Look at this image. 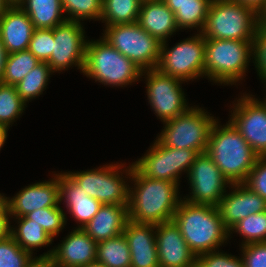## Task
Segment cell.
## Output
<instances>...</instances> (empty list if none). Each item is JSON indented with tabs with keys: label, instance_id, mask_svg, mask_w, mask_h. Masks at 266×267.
<instances>
[{
	"label": "cell",
	"instance_id": "obj_1",
	"mask_svg": "<svg viewBox=\"0 0 266 267\" xmlns=\"http://www.w3.org/2000/svg\"><path fill=\"white\" fill-rule=\"evenodd\" d=\"M130 176L134 188L129 186V220L153 225L172 221L182 200L178 190L180 184L145 177L133 163Z\"/></svg>",
	"mask_w": 266,
	"mask_h": 267
},
{
	"label": "cell",
	"instance_id": "obj_30",
	"mask_svg": "<svg viewBox=\"0 0 266 267\" xmlns=\"http://www.w3.org/2000/svg\"><path fill=\"white\" fill-rule=\"evenodd\" d=\"M212 0H196V2H187L178 6V10L174 13L175 22L179 30L198 28L201 33L207 13ZM194 27V28H193Z\"/></svg>",
	"mask_w": 266,
	"mask_h": 267
},
{
	"label": "cell",
	"instance_id": "obj_45",
	"mask_svg": "<svg viewBox=\"0 0 266 267\" xmlns=\"http://www.w3.org/2000/svg\"><path fill=\"white\" fill-rule=\"evenodd\" d=\"M164 3L175 13L178 10V6L186 4L187 2H196V0H163Z\"/></svg>",
	"mask_w": 266,
	"mask_h": 267
},
{
	"label": "cell",
	"instance_id": "obj_44",
	"mask_svg": "<svg viewBox=\"0 0 266 267\" xmlns=\"http://www.w3.org/2000/svg\"><path fill=\"white\" fill-rule=\"evenodd\" d=\"M8 52L0 38V82L3 78Z\"/></svg>",
	"mask_w": 266,
	"mask_h": 267
},
{
	"label": "cell",
	"instance_id": "obj_33",
	"mask_svg": "<svg viewBox=\"0 0 266 267\" xmlns=\"http://www.w3.org/2000/svg\"><path fill=\"white\" fill-rule=\"evenodd\" d=\"M242 235V244L266 242V210L260 213L248 215L236 223L230 230Z\"/></svg>",
	"mask_w": 266,
	"mask_h": 267
},
{
	"label": "cell",
	"instance_id": "obj_16",
	"mask_svg": "<svg viewBox=\"0 0 266 267\" xmlns=\"http://www.w3.org/2000/svg\"><path fill=\"white\" fill-rule=\"evenodd\" d=\"M97 242L83 228H75L57 247L37 259L48 260L55 267H83L96 261Z\"/></svg>",
	"mask_w": 266,
	"mask_h": 267
},
{
	"label": "cell",
	"instance_id": "obj_23",
	"mask_svg": "<svg viewBox=\"0 0 266 267\" xmlns=\"http://www.w3.org/2000/svg\"><path fill=\"white\" fill-rule=\"evenodd\" d=\"M128 220V205L102 204L83 230L99 243L121 235Z\"/></svg>",
	"mask_w": 266,
	"mask_h": 267
},
{
	"label": "cell",
	"instance_id": "obj_38",
	"mask_svg": "<svg viewBox=\"0 0 266 267\" xmlns=\"http://www.w3.org/2000/svg\"><path fill=\"white\" fill-rule=\"evenodd\" d=\"M253 63L261 82L266 86V23H258L253 42Z\"/></svg>",
	"mask_w": 266,
	"mask_h": 267
},
{
	"label": "cell",
	"instance_id": "obj_40",
	"mask_svg": "<svg viewBox=\"0 0 266 267\" xmlns=\"http://www.w3.org/2000/svg\"><path fill=\"white\" fill-rule=\"evenodd\" d=\"M244 184L266 200V156H259Z\"/></svg>",
	"mask_w": 266,
	"mask_h": 267
},
{
	"label": "cell",
	"instance_id": "obj_51",
	"mask_svg": "<svg viewBox=\"0 0 266 267\" xmlns=\"http://www.w3.org/2000/svg\"><path fill=\"white\" fill-rule=\"evenodd\" d=\"M44 267H55L48 260H44Z\"/></svg>",
	"mask_w": 266,
	"mask_h": 267
},
{
	"label": "cell",
	"instance_id": "obj_47",
	"mask_svg": "<svg viewBox=\"0 0 266 267\" xmlns=\"http://www.w3.org/2000/svg\"><path fill=\"white\" fill-rule=\"evenodd\" d=\"M10 7L6 0H0V18L3 16L5 11Z\"/></svg>",
	"mask_w": 266,
	"mask_h": 267
},
{
	"label": "cell",
	"instance_id": "obj_4",
	"mask_svg": "<svg viewBox=\"0 0 266 267\" xmlns=\"http://www.w3.org/2000/svg\"><path fill=\"white\" fill-rule=\"evenodd\" d=\"M254 40L206 39L205 77L221 85H236L253 58Z\"/></svg>",
	"mask_w": 266,
	"mask_h": 267
},
{
	"label": "cell",
	"instance_id": "obj_25",
	"mask_svg": "<svg viewBox=\"0 0 266 267\" xmlns=\"http://www.w3.org/2000/svg\"><path fill=\"white\" fill-rule=\"evenodd\" d=\"M20 7L28 14L35 29H53L66 21L61 0H24Z\"/></svg>",
	"mask_w": 266,
	"mask_h": 267
},
{
	"label": "cell",
	"instance_id": "obj_43",
	"mask_svg": "<svg viewBox=\"0 0 266 267\" xmlns=\"http://www.w3.org/2000/svg\"><path fill=\"white\" fill-rule=\"evenodd\" d=\"M239 3L249 6L253 8L258 14L261 13V11L266 6V0H236Z\"/></svg>",
	"mask_w": 266,
	"mask_h": 267
},
{
	"label": "cell",
	"instance_id": "obj_17",
	"mask_svg": "<svg viewBox=\"0 0 266 267\" xmlns=\"http://www.w3.org/2000/svg\"><path fill=\"white\" fill-rule=\"evenodd\" d=\"M155 231L160 267H196L197 256L173 220L156 224Z\"/></svg>",
	"mask_w": 266,
	"mask_h": 267
},
{
	"label": "cell",
	"instance_id": "obj_46",
	"mask_svg": "<svg viewBox=\"0 0 266 267\" xmlns=\"http://www.w3.org/2000/svg\"><path fill=\"white\" fill-rule=\"evenodd\" d=\"M9 128L5 125L0 124V150L4 146V143L7 139Z\"/></svg>",
	"mask_w": 266,
	"mask_h": 267
},
{
	"label": "cell",
	"instance_id": "obj_27",
	"mask_svg": "<svg viewBox=\"0 0 266 267\" xmlns=\"http://www.w3.org/2000/svg\"><path fill=\"white\" fill-rule=\"evenodd\" d=\"M96 261L106 267H131V254L124 234L97 243Z\"/></svg>",
	"mask_w": 266,
	"mask_h": 267
},
{
	"label": "cell",
	"instance_id": "obj_52",
	"mask_svg": "<svg viewBox=\"0 0 266 267\" xmlns=\"http://www.w3.org/2000/svg\"><path fill=\"white\" fill-rule=\"evenodd\" d=\"M6 196H4V195H2L1 193H0V202L5 198Z\"/></svg>",
	"mask_w": 266,
	"mask_h": 267
},
{
	"label": "cell",
	"instance_id": "obj_48",
	"mask_svg": "<svg viewBox=\"0 0 266 267\" xmlns=\"http://www.w3.org/2000/svg\"><path fill=\"white\" fill-rule=\"evenodd\" d=\"M24 0H6L10 6H20Z\"/></svg>",
	"mask_w": 266,
	"mask_h": 267
},
{
	"label": "cell",
	"instance_id": "obj_11",
	"mask_svg": "<svg viewBox=\"0 0 266 267\" xmlns=\"http://www.w3.org/2000/svg\"><path fill=\"white\" fill-rule=\"evenodd\" d=\"M199 153L192 149L164 146L158 139L133 166L145 177L180 184V175L188 173Z\"/></svg>",
	"mask_w": 266,
	"mask_h": 267
},
{
	"label": "cell",
	"instance_id": "obj_12",
	"mask_svg": "<svg viewBox=\"0 0 266 267\" xmlns=\"http://www.w3.org/2000/svg\"><path fill=\"white\" fill-rule=\"evenodd\" d=\"M141 76L146 77V94L149 104L157 118L159 117L163 123L183 114L190 108L181 87L184 81L161 73L156 68L143 70Z\"/></svg>",
	"mask_w": 266,
	"mask_h": 267
},
{
	"label": "cell",
	"instance_id": "obj_20",
	"mask_svg": "<svg viewBox=\"0 0 266 267\" xmlns=\"http://www.w3.org/2000/svg\"><path fill=\"white\" fill-rule=\"evenodd\" d=\"M155 225L128 220L123 231L131 254V267H160Z\"/></svg>",
	"mask_w": 266,
	"mask_h": 267
},
{
	"label": "cell",
	"instance_id": "obj_2",
	"mask_svg": "<svg viewBox=\"0 0 266 267\" xmlns=\"http://www.w3.org/2000/svg\"><path fill=\"white\" fill-rule=\"evenodd\" d=\"M173 221L196 256L219 250L231 236L215 206L192 204L182 199Z\"/></svg>",
	"mask_w": 266,
	"mask_h": 267
},
{
	"label": "cell",
	"instance_id": "obj_26",
	"mask_svg": "<svg viewBox=\"0 0 266 267\" xmlns=\"http://www.w3.org/2000/svg\"><path fill=\"white\" fill-rule=\"evenodd\" d=\"M17 221V226L11 228V236L18 245L33 255L38 247H45L52 244L53 238L34 220L26 217H11Z\"/></svg>",
	"mask_w": 266,
	"mask_h": 267
},
{
	"label": "cell",
	"instance_id": "obj_13",
	"mask_svg": "<svg viewBox=\"0 0 266 267\" xmlns=\"http://www.w3.org/2000/svg\"><path fill=\"white\" fill-rule=\"evenodd\" d=\"M187 177L191 195L183 199L192 204L218 207L231 185L206 152L195 158Z\"/></svg>",
	"mask_w": 266,
	"mask_h": 267
},
{
	"label": "cell",
	"instance_id": "obj_31",
	"mask_svg": "<svg viewBox=\"0 0 266 267\" xmlns=\"http://www.w3.org/2000/svg\"><path fill=\"white\" fill-rule=\"evenodd\" d=\"M39 63L28 49L8 54L1 83L16 86Z\"/></svg>",
	"mask_w": 266,
	"mask_h": 267
},
{
	"label": "cell",
	"instance_id": "obj_29",
	"mask_svg": "<svg viewBox=\"0 0 266 267\" xmlns=\"http://www.w3.org/2000/svg\"><path fill=\"white\" fill-rule=\"evenodd\" d=\"M54 72L46 62H40L17 85V93L27 105L32 99L39 97L46 89L50 75Z\"/></svg>",
	"mask_w": 266,
	"mask_h": 267
},
{
	"label": "cell",
	"instance_id": "obj_35",
	"mask_svg": "<svg viewBox=\"0 0 266 267\" xmlns=\"http://www.w3.org/2000/svg\"><path fill=\"white\" fill-rule=\"evenodd\" d=\"M27 219L34 220L54 239L59 235L67 222V217L58 204L54 207L37 209L25 216Z\"/></svg>",
	"mask_w": 266,
	"mask_h": 267
},
{
	"label": "cell",
	"instance_id": "obj_41",
	"mask_svg": "<svg viewBox=\"0 0 266 267\" xmlns=\"http://www.w3.org/2000/svg\"><path fill=\"white\" fill-rule=\"evenodd\" d=\"M245 267H266V242H255L241 246Z\"/></svg>",
	"mask_w": 266,
	"mask_h": 267
},
{
	"label": "cell",
	"instance_id": "obj_42",
	"mask_svg": "<svg viewBox=\"0 0 266 267\" xmlns=\"http://www.w3.org/2000/svg\"><path fill=\"white\" fill-rule=\"evenodd\" d=\"M10 212L8 210L6 199L0 202V240L11 236Z\"/></svg>",
	"mask_w": 266,
	"mask_h": 267
},
{
	"label": "cell",
	"instance_id": "obj_50",
	"mask_svg": "<svg viewBox=\"0 0 266 267\" xmlns=\"http://www.w3.org/2000/svg\"><path fill=\"white\" fill-rule=\"evenodd\" d=\"M30 267H44V259H38L32 266Z\"/></svg>",
	"mask_w": 266,
	"mask_h": 267
},
{
	"label": "cell",
	"instance_id": "obj_14",
	"mask_svg": "<svg viewBox=\"0 0 266 267\" xmlns=\"http://www.w3.org/2000/svg\"><path fill=\"white\" fill-rule=\"evenodd\" d=\"M81 22L66 20L54 27L53 52L46 62L53 72L78 67L83 71L87 40Z\"/></svg>",
	"mask_w": 266,
	"mask_h": 267
},
{
	"label": "cell",
	"instance_id": "obj_53",
	"mask_svg": "<svg viewBox=\"0 0 266 267\" xmlns=\"http://www.w3.org/2000/svg\"><path fill=\"white\" fill-rule=\"evenodd\" d=\"M264 88H266V87H264ZM266 90V89H265ZM266 97V96H265ZM265 100H263L262 102L265 104V106H266V98H264Z\"/></svg>",
	"mask_w": 266,
	"mask_h": 267
},
{
	"label": "cell",
	"instance_id": "obj_15",
	"mask_svg": "<svg viewBox=\"0 0 266 267\" xmlns=\"http://www.w3.org/2000/svg\"><path fill=\"white\" fill-rule=\"evenodd\" d=\"M254 96L245 92L233 102L229 121L258 156H266V106Z\"/></svg>",
	"mask_w": 266,
	"mask_h": 267
},
{
	"label": "cell",
	"instance_id": "obj_3",
	"mask_svg": "<svg viewBox=\"0 0 266 267\" xmlns=\"http://www.w3.org/2000/svg\"><path fill=\"white\" fill-rule=\"evenodd\" d=\"M206 153L231 184L244 183L259 158L230 121L220 125L218 118L211 127Z\"/></svg>",
	"mask_w": 266,
	"mask_h": 267
},
{
	"label": "cell",
	"instance_id": "obj_7",
	"mask_svg": "<svg viewBox=\"0 0 266 267\" xmlns=\"http://www.w3.org/2000/svg\"><path fill=\"white\" fill-rule=\"evenodd\" d=\"M205 111L199 106H191L183 114L164 122V129L156 138L166 147L205 153L211 127L217 120Z\"/></svg>",
	"mask_w": 266,
	"mask_h": 267
},
{
	"label": "cell",
	"instance_id": "obj_21",
	"mask_svg": "<svg viewBox=\"0 0 266 267\" xmlns=\"http://www.w3.org/2000/svg\"><path fill=\"white\" fill-rule=\"evenodd\" d=\"M35 27L20 6H10L0 18V38L8 54L27 50Z\"/></svg>",
	"mask_w": 266,
	"mask_h": 267
},
{
	"label": "cell",
	"instance_id": "obj_8",
	"mask_svg": "<svg viewBox=\"0 0 266 267\" xmlns=\"http://www.w3.org/2000/svg\"><path fill=\"white\" fill-rule=\"evenodd\" d=\"M123 165L125 164L112 163L91 170L76 171V173L69 171L65 173L88 196H91L102 204L128 205L129 183H126L127 181L124 179L125 176L123 174L125 172V178H131L132 164H129L125 170L121 168Z\"/></svg>",
	"mask_w": 266,
	"mask_h": 267
},
{
	"label": "cell",
	"instance_id": "obj_18",
	"mask_svg": "<svg viewBox=\"0 0 266 267\" xmlns=\"http://www.w3.org/2000/svg\"><path fill=\"white\" fill-rule=\"evenodd\" d=\"M11 217H25L27 214L60 203L59 173L53 179L25 186L14 197H5Z\"/></svg>",
	"mask_w": 266,
	"mask_h": 267
},
{
	"label": "cell",
	"instance_id": "obj_37",
	"mask_svg": "<svg viewBox=\"0 0 266 267\" xmlns=\"http://www.w3.org/2000/svg\"><path fill=\"white\" fill-rule=\"evenodd\" d=\"M54 28L35 29L28 50L40 61L47 62L53 52Z\"/></svg>",
	"mask_w": 266,
	"mask_h": 267
},
{
	"label": "cell",
	"instance_id": "obj_49",
	"mask_svg": "<svg viewBox=\"0 0 266 267\" xmlns=\"http://www.w3.org/2000/svg\"><path fill=\"white\" fill-rule=\"evenodd\" d=\"M83 267H106V266L103 263L95 261Z\"/></svg>",
	"mask_w": 266,
	"mask_h": 267
},
{
	"label": "cell",
	"instance_id": "obj_6",
	"mask_svg": "<svg viewBox=\"0 0 266 267\" xmlns=\"http://www.w3.org/2000/svg\"><path fill=\"white\" fill-rule=\"evenodd\" d=\"M259 14L236 0H212L201 34L206 39L254 40Z\"/></svg>",
	"mask_w": 266,
	"mask_h": 267
},
{
	"label": "cell",
	"instance_id": "obj_34",
	"mask_svg": "<svg viewBox=\"0 0 266 267\" xmlns=\"http://www.w3.org/2000/svg\"><path fill=\"white\" fill-rule=\"evenodd\" d=\"M66 20L84 21L95 19L101 21L103 11V0H61Z\"/></svg>",
	"mask_w": 266,
	"mask_h": 267
},
{
	"label": "cell",
	"instance_id": "obj_22",
	"mask_svg": "<svg viewBox=\"0 0 266 267\" xmlns=\"http://www.w3.org/2000/svg\"><path fill=\"white\" fill-rule=\"evenodd\" d=\"M60 203L65 202L72 217L79 222L75 228H83L99 211L102 203L88 196L65 172L59 173Z\"/></svg>",
	"mask_w": 266,
	"mask_h": 267
},
{
	"label": "cell",
	"instance_id": "obj_39",
	"mask_svg": "<svg viewBox=\"0 0 266 267\" xmlns=\"http://www.w3.org/2000/svg\"><path fill=\"white\" fill-rule=\"evenodd\" d=\"M196 267H245L242 257L219 252V250L197 256Z\"/></svg>",
	"mask_w": 266,
	"mask_h": 267
},
{
	"label": "cell",
	"instance_id": "obj_9",
	"mask_svg": "<svg viewBox=\"0 0 266 267\" xmlns=\"http://www.w3.org/2000/svg\"><path fill=\"white\" fill-rule=\"evenodd\" d=\"M102 37L140 69L157 67L162 42L141 28L137 22L106 26Z\"/></svg>",
	"mask_w": 266,
	"mask_h": 267
},
{
	"label": "cell",
	"instance_id": "obj_28",
	"mask_svg": "<svg viewBox=\"0 0 266 267\" xmlns=\"http://www.w3.org/2000/svg\"><path fill=\"white\" fill-rule=\"evenodd\" d=\"M141 4V0H103L101 20L105 26L135 23Z\"/></svg>",
	"mask_w": 266,
	"mask_h": 267
},
{
	"label": "cell",
	"instance_id": "obj_19",
	"mask_svg": "<svg viewBox=\"0 0 266 267\" xmlns=\"http://www.w3.org/2000/svg\"><path fill=\"white\" fill-rule=\"evenodd\" d=\"M225 193L218 206L224 226L230 230L240 220L248 215L266 210V200L252 191L244 183H233Z\"/></svg>",
	"mask_w": 266,
	"mask_h": 267
},
{
	"label": "cell",
	"instance_id": "obj_24",
	"mask_svg": "<svg viewBox=\"0 0 266 267\" xmlns=\"http://www.w3.org/2000/svg\"><path fill=\"white\" fill-rule=\"evenodd\" d=\"M137 23L161 42L179 30L174 13L163 0L142 1Z\"/></svg>",
	"mask_w": 266,
	"mask_h": 267
},
{
	"label": "cell",
	"instance_id": "obj_10",
	"mask_svg": "<svg viewBox=\"0 0 266 267\" xmlns=\"http://www.w3.org/2000/svg\"><path fill=\"white\" fill-rule=\"evenodd\" d=\"M167 42H162L156 69L184 82L205 76L206 38L201 33L180 41L172 48L167 47Z\"/></svg>",
	"mask_w": 266,
	"mask_h": 267
},
{
	"label": "cell",
	"instance_id": "obj_5",
	"mask_svg": "<svg viewBox=\"0 0 266 267\" xmlns=\"http://www.w3.org/2000/svg\"><path fill=\"white\" fill-rule=\"evenodd\" d=\"M142 69L102 36L87 42L83 75L110 87H126L140 80Z\"/></svg>",
	"mask_w": 266,
	"mask_h": 267
},
{
	"label": "cell",
	"instance_id": "obj_36",
	"mask_svg": "<svg viewBox=\"0 0 266 267\" xmlns=\"http://www.w3.org/2000/svg\"><path fill=\"white\" fill-rule=\"evenodd\" d=\"M23 250L12 236L0 240V267H30L38 259Z\"/></svg>",
	"mask_w": 266,
	"mask_h": 267
},
{
	"label": "cell",
	"instance_id": "obj_32",
	"mask_svg": "<svg viewBox=\"0 0 266 267\" xmlns=\"http://www.w3.org/2000/svg\"><path fill=\"white\" fill-rule=\"evenodd\" d=\"M26 104L21 100L15 85L0 82V124L8 128L22 116Z\"/></svg>",
	"mask_w": 266,
	"mask_h": 267
}]
</instances>
